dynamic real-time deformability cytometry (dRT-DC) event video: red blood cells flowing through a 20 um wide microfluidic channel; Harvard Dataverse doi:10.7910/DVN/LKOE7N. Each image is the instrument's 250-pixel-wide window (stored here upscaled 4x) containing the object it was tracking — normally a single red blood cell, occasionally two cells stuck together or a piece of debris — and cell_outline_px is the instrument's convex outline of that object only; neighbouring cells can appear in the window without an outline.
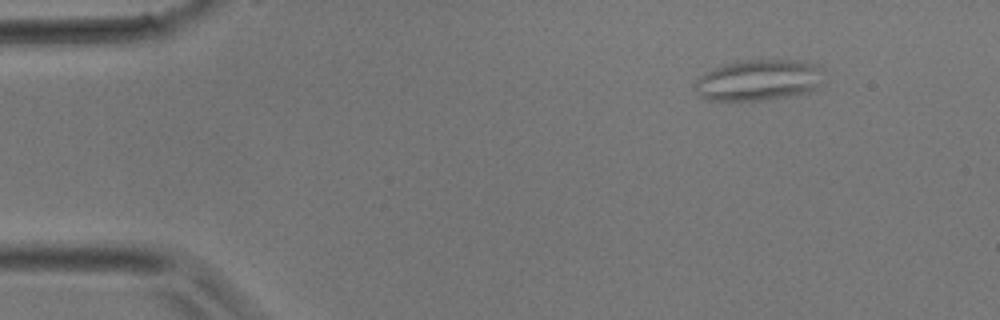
{"species": "common noctule bat (a hibernating species)", "species_latin": "Nyctalus noctula", "temperature_condition": "room temperature", "stored_images_in_passage": 9, "camera_frame_rate_fps": 3000, "um_per_image_px": 0.085, "animal": {"sex": "male", "body_mass_g": 17.9}, "frame": {"image": 1, "passage_image": 3, "time_ms": 0.667, "image_size_px": [1000, 320], "cell_outline_px": [[820, 84], [812, 92], [788, 96], [760, 100], [708, 100], [700, 96], [696, 92], [696, 80], [700, 76], [724, 64], [740, 60], [796, 60], [820, 64]], "centroid_in_image_um": [64.5, 6.8], "position_along_channel_um": 20.5, "area_um2": 30.58}}